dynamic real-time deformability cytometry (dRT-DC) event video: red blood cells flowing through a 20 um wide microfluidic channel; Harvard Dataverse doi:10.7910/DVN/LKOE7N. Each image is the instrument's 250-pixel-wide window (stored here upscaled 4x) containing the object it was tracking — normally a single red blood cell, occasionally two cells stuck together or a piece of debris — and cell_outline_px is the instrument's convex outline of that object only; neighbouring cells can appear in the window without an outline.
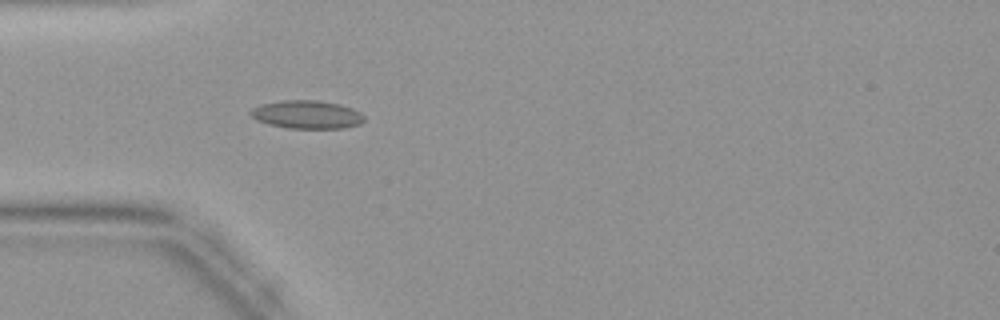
{"species": "common noctule bat (a hibernating species)", "species_latin": "Nyctalus noctula", "temperature_condition": "warm", "stored_images_in_passage": 44, "camera_frame_rate_fps": 3000, "um_per_image_px": 0.085, "animal": {"sex": "female", "body_mass_g": 19.9}, "frame": {"image": 1, "passage_image": 13, "time_ms": 4.0, "image_size_px": [1000, 320], "cell_outline_px": [[364, 120], [360, 124], [344, 128], [288, 128], [268, 124], [256, 120], [248, 112], [252, 108], [260, 104], [280, 100], [316, 100], [340, 104], [352, 108], [360, 112], [364, 116]], "centroid_in_image_um": [26.07, 9.73], "position_along_channel_um": 58.9, "area_um2": 18.79}}
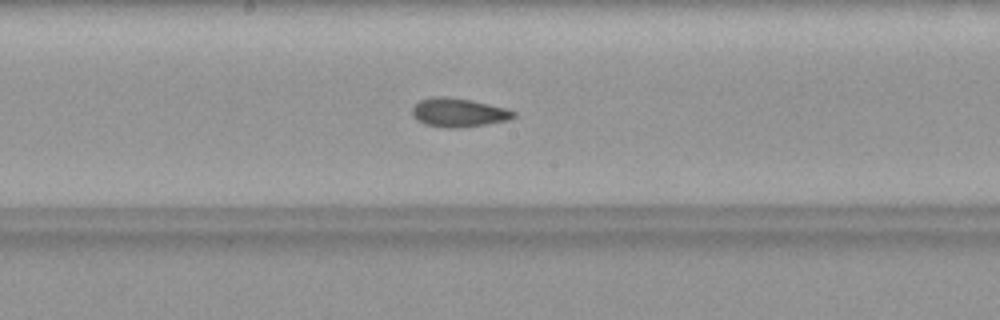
{"frame": {"image": 2, "passage_image": 23, "time_ms": 7.333, "image_size_px": [1000, 320], "cell_outline_px": [[516, 116], [508, 120], [484, 124], [456, 128], [444, 128], [424, 124], [416, 120], [412, 116], [412, 108], [420, 100], [432, 96], [448, 96], [472, 100], [508, 108], [516, 112]], "centroid_in_image_um": [38.96, 9.55], "position_along_channel_um": 209.2, "area_um2": 17.22}}
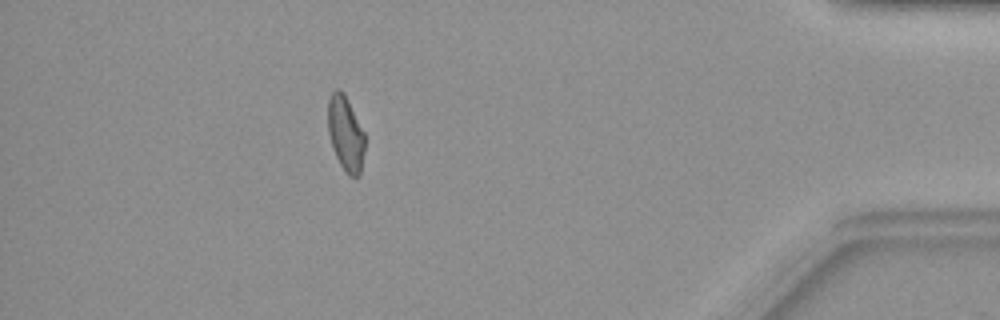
{"frame": {"image": 3, "passage_image": 39, "time_ms": 12.667, "image_size_px": [1000, 320], "cell_outline_px": [[364, 152], [360, 176], [348, 176], [340, 164], [332, 148], [328, 132], [328, 100], [332, 92], [336, 88], [340, 88], [344, 92], [364, 132]], "centroid_in_image_um": [29.37, 11.34], "position_along_channel_um": 405.8, "area_um2": 16.18}}